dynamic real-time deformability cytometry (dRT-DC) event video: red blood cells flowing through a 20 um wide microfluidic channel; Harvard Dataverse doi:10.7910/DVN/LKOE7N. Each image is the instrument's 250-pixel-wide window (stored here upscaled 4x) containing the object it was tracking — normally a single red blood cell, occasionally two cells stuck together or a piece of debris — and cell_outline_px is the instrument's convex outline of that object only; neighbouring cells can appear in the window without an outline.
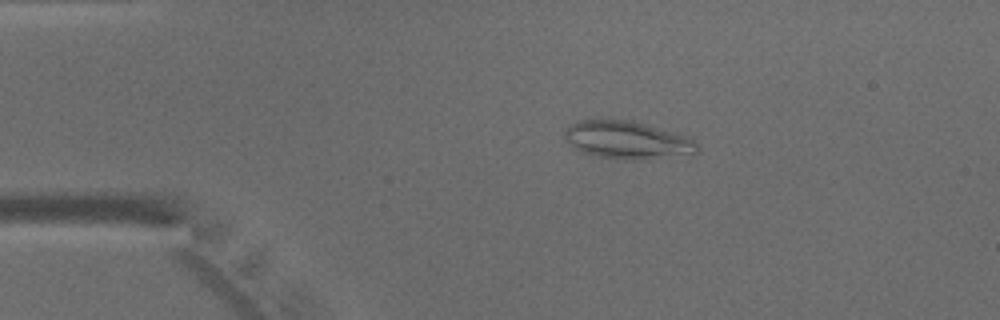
{"species": "common noctule bat (a hibernating species)", "species_latin": "Nyctalus noctula", "temperature_condition": "warm", "stored_images_in_passage": 4, "camera_frame_rate_fps": 3000, "um_per_image_px": 0.085, "animal": {"sex": "male", "body_mass_g": 15.6}, "frame": {"image": 1, "passage_image": 3, "time_ms": 2.333, "image_size_px": [1000, 320], "cell_outline_px": [[700, 152], [648, 160], [632, 160], [588, 156], [572, 148], [564, 136], [564, 132], [568, 124], [576, 120], [600, 116], [632, 120], [692, 136], [700, 148]], "centroid_in_image_um": [53.27, 11.86], "position_along_channel_um": 31.7, "area_um2": 30.92}}